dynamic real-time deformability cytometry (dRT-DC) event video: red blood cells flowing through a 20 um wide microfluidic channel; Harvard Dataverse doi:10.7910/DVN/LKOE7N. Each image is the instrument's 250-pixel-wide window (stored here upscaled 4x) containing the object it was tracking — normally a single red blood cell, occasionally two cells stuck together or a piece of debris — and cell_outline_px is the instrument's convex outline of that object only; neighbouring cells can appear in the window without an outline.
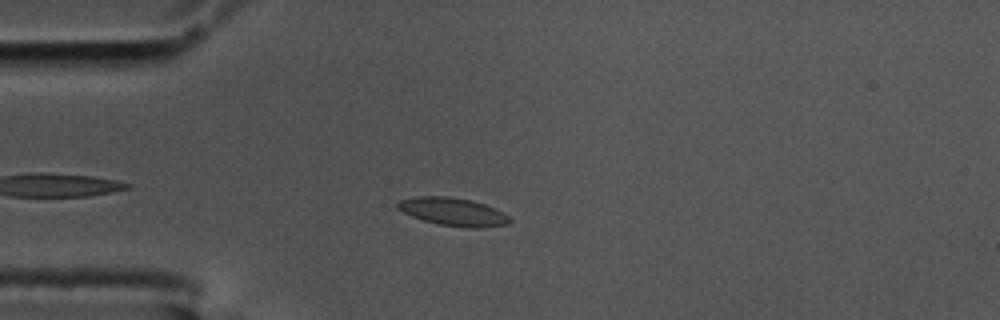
{"species": "common noctule bat (a hibernating species)", "species_latin": "Nyctalus noctula", "temperature_condition": "cold", "stored_images_in_passage": 38, "camera_frame_rate_fps": 3000, "um_per_image_px": 0.085, "animal": {"sex": "male", "body_mass_g": 17.5, "forearm_length_mm": 52.3}, "frame": {"image": 1, "passage_image": 6, "time_ms": 1.667, "image_size_px": [1000, 320], "cell_outline_px": [[512, 220], [508, 224], [484, 228], [468, 228], [440, 224], [424, 220], [412, 216], [396, 208], [396, 204], [400, 200], [420, 196], [448, 196], [472, 200], [496, 208], [508, 216]], "centroid_in_image_um": [38.54, 18.0], "position_along_channel_um": 46.5, "area_um2": 18.26}}
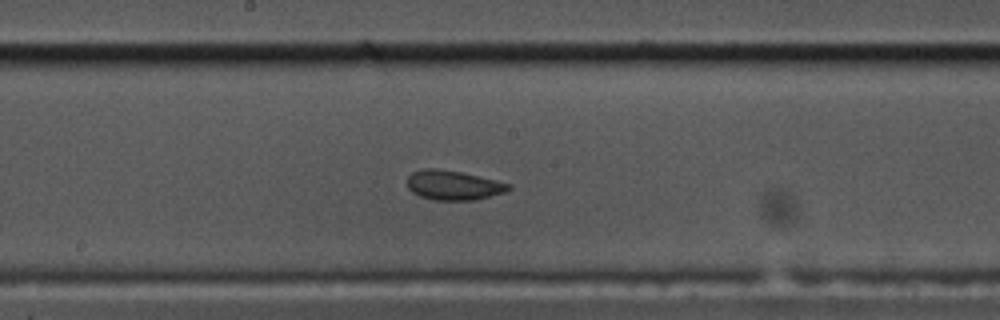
{"frame": {"image": 2, "passage_image": 21, "time_ms": 6.667, "image_size_px": [1000, 320], "cell_outline_px": [[512, 188], [504, 192], [476, 200], [436, 200], [420, 196], [412, 192], [408, 188], [408, 176], [412, 172], [420, 168], [436, 168], [460, 172], [496, 180], [512, 184]], "centroid_in_image_um": [38.53, 15.74], "position_along_channel_um": 209.7, "area_um2": 17.46}}
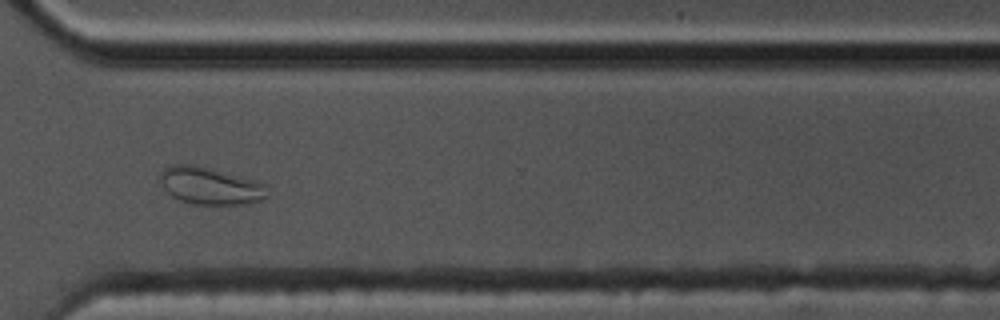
{"frame": {"image": 3, "passage_image": 33, "time_ms": 10.667, "image_size_px": [1000, 320], "cell_outline_px": [[268, 196], [264, 200], [248, 204], [192, 204], [180, 200], [172, 196], [164, 188], [160, 180], [160, 172], [164, 168], [172, 164], [192, 164], [252, 180], [264, 184]], "centroid_in_image_um": [17.84, 15.81], "position_along_channel_um": 352.8, "area_um2": 22.95}, "authors_computed_cell_mechanics": {"area_um2": 17.3689, "velocity_mm_per_s": 3.5698, "shape_relaxation_time_tau1_ms": null, "shape_relaxation_time_tau2_ms": 1.3234, "deformation_change_tau1": null, "deformation_change_tau2": 0.0505}}